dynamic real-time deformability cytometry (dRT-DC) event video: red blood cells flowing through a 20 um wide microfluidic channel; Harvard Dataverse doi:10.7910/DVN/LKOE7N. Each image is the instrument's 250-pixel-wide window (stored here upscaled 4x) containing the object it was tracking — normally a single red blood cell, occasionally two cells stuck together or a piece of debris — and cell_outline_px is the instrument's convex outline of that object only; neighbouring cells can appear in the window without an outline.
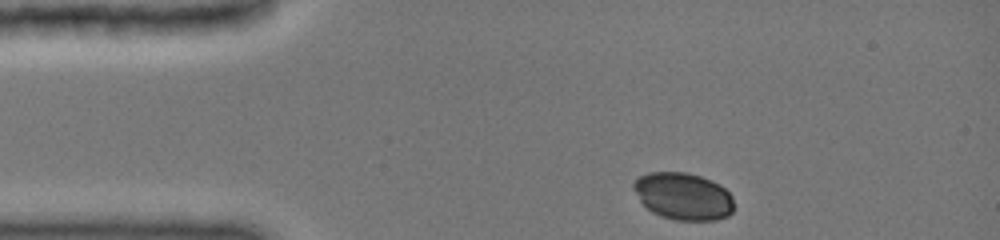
{"species": "common noctule bat (a hibernating species)", "species_latin": "Nyctalus noctula", "temperature_condition": "cold", "stored_images_in_passage": 30, "camera_frame_rate_fps": 3000, "um_per_image_px": 0.085, "animal": {"sex": "female", "body_mass_g": 19.0, "forearm_length_mm": 51.5}, "frame": {"image": 1, "passage_image": 1, "time_ms": 0.0, "image_size_px": [1000, 240], "cell_outline_px": [[732, 212], [728, 216], [716, 220], [676, 220], [660, 216], [652, 212], [640, 200], [632, 188], [632, 184], [640, 176], [648, 172], [688, 172], [712, 180], [720, 184], [732, 196]], "centroid_in_image_um": [58.07, 16.67], "position_along_channel_um": 26.9, "area_um2": 27.63}}
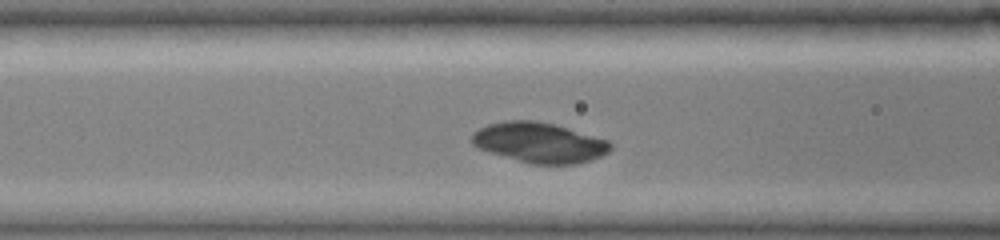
{"frame": {"image": 2, "passage_image": 20, "time_ms": 3.667, "image_size_px": [1000, 240], "cell_outline_px": [[612, 148], [608, 152], [600, 156], [576, 164], [532, 164], [492, 152], [480, 148], [472, 144], [472, 132], [488, 124], [508, 120], [532, 120], [552, 124], [608, 140], [612, 144]], "centroid_in_image_um": [45.85, 12.11], "position_along_channel_um": 120.8, "area_um2": 31.85}}
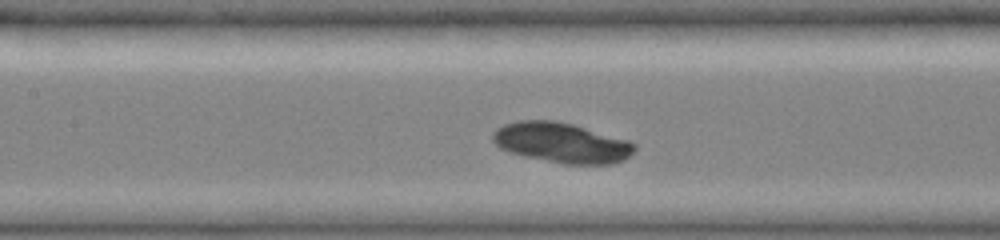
{"frame": {"image": 3, "passage_image": 25, "time_ms": 4.667, "image_size_px": [1000, 240], "cell_outline_px": [[636, 148], [624, 160], [612, 164], [564, 164], [524, 156], [500, 148], [492, 140], [492, 136], [496, 128], [504, 124], [520, 120], [552, 120], [572, 124], [628, 140], [636, 144]], "centroid_in_image_um": [47.73, 12.13], "position_along_channel_um": 159.7, "area_um2": 33.0}}